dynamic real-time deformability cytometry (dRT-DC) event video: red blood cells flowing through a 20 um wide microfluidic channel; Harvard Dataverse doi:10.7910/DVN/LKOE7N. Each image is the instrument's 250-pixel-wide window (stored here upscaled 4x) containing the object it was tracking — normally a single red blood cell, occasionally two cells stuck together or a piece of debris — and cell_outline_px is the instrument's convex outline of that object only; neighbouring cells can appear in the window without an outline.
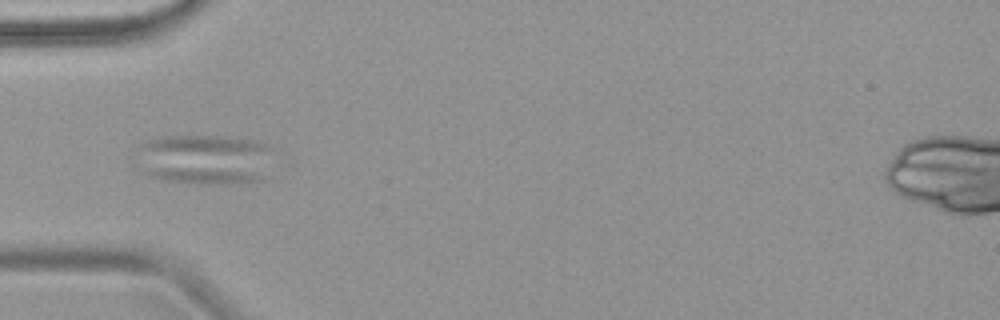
{"species": "common noctule bat (a hibernating species)", "species_latin": "Nyctalus noctula", "temperature_condition": "warm", "stored_images_in_passage": 8, "segment_of_instrument_passage": [2, 2], "camera_frame_rate_fps": 3000, "um_per_image_px": 0.085, "animal": {"sex": "female", "body_mass_g": 18.4}, "frame": {"image": 1, "passage_image": 6, "time_ms": 7.0, "image_size_px": [1000, 320], "cell_outline_px": [[272, 148], [264, 180], [164, 180], [140, 172], [140, 144], [144, 140], [160, 136], [216, 136], [256, 140], [268, 144]], "centroid_in_image_um": [17.37, 13.45], "position_along_channel_um": 67.6, "area_um2": 38.55}}